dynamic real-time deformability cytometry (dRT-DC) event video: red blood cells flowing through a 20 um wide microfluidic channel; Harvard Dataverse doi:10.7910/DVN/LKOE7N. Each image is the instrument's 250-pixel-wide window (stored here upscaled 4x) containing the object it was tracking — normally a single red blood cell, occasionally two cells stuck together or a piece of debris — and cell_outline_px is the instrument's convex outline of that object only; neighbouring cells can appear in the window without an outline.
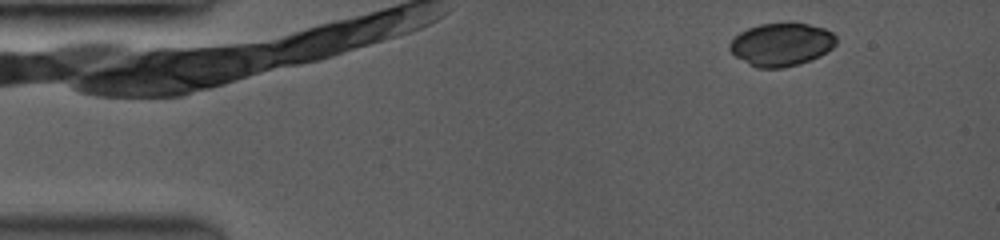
{"species": "common noctule bat (a hibernating species)", "species_latin": "Nyctalus noctula", "temperature_condition": "room temperature", "stored_images_in_passage": 17, "camera_frame_rate_fps": 3500, "um_per_image_px": 0.085, "animal": {"sex": "female", "body_mass_g": 19.0, "forearm_length_mm": 53.3}, "frame": {"image": 1, "passage_image": 4, "time_ms": 1.143, "image_size_px": [1000, 240], "cell_outline_px": [[836, 44], [832, 48], [808, 60], [796, 64], [780, 68], [760, 68], [736, 56], [728, 48], [732, 40], [740, 32], [748, 28], [760, 24], [808, 24], [824, 28], [832, 32], [836, 36]], "centroid_in_image_um": [66.42, 3.76], "position_along_channel_um": 18.6, "area_um2": 25.89}}
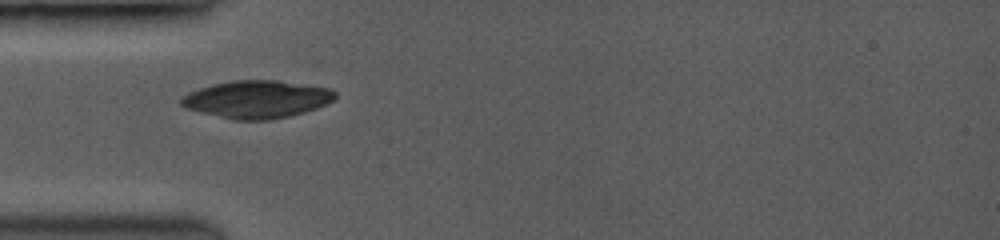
{"frame": {"image": 2, "passage_image": 12, "time_ms": 4.571, "image_size_px": [1000, 240], "cell_outline_px": [[336, 96], [332, 100], [316, 108], [304, 112], [288, 116], [268, 120], [232, 120], [188, 108], [180, 104], [180, 100], [184, 96], [200, 88], [212, 84], [232, 80], [276, 80], [328, 88], [336, 92]], "centroid_in_image_um": [21.84, 8.44], "position_along_channel_um": 63.2, "area_um2": 33.23}}
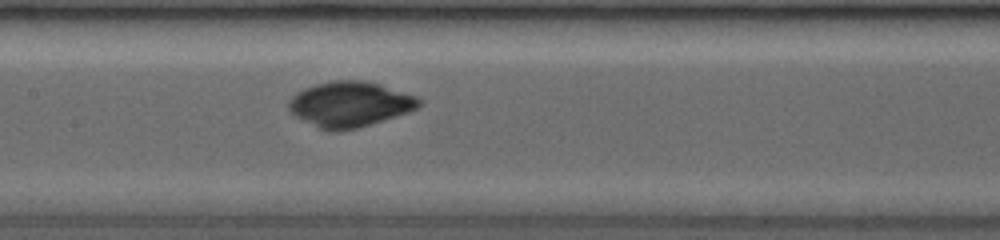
{"frame": {"image": 3, "passage_image": 17, "time_ms": 7.429, "image_size_px": [1000, 240], "cell_outline_px": [[420, 104], [416, 108], [356, 128], [340, 132], [328, 132], [296, 116], [288, 108], [288, 104], [292, 96], [316, 84], [332, 80], [364, 80], [380, 84], [412, 96], [420, 100]], "centroid_in_image_um": [29.67, 8.86], "position_along_channel_um": 177.7, "area_um2": 33.41}}